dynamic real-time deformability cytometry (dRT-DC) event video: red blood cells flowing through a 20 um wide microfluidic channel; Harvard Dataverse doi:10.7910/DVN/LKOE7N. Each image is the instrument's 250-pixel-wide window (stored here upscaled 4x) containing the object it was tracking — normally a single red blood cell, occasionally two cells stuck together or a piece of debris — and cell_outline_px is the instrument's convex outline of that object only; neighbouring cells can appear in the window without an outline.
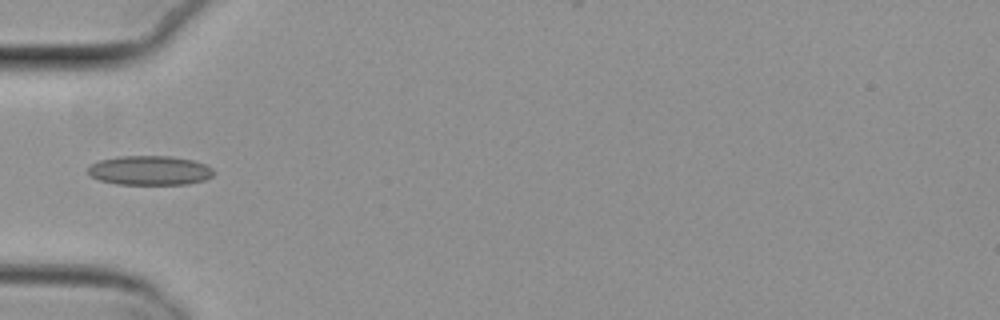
{"species": "common noctule bat (a hibernating species)", "species_latin": "Nyctalus noctula", "temperature_condition": "cold", "stored_images_in_passage": 37, "camera_frame_rate_fps": 3000, "um_per_image_px": 0.085, "animal": {"sex": "female", "body_mass_g": 29.2, "forearm_length_mm": 56.3}, "frame": {"image": 1, "passage_image": 1, "time_ms": 0.0, "image_size_px": [1000, 320], "cell_outline_px": [[216, 172], [212, 176], [204, 180], [188, 184], [116, 184], [100, 180], [92, 176], [88, 172], [88, 168], [92, 164], [100, 160], [120, 156], [168, 156], [192, 160], [204, 164], [212, 168]], "centroid_in_image_um": [12.75, 14.49], "position_along_channel_um": 72.2, "area_um2": 21.39}}
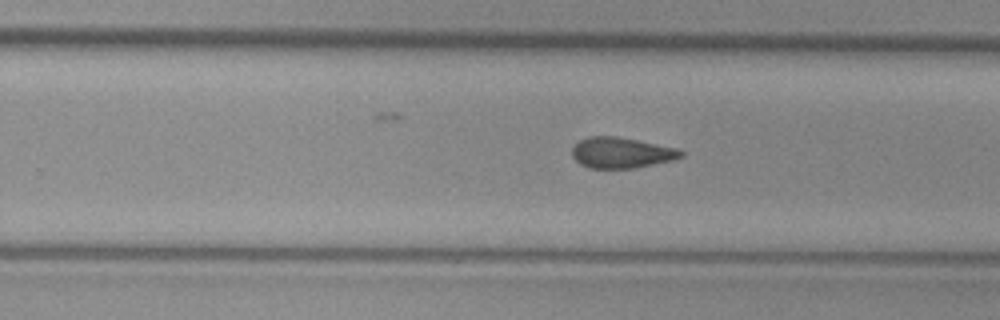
{"frame": {"image": 2, "passage_image": 17, "time_ms": 5.333, "image_size_px": [1000, 320], "cell_outline_px": [[684, 156], [672, 160], [636, 168], [588, 168], [580, 164], [572, 156], [572, 148], [580, 140], [588, 136], [616, 136], [676, 148], [684, 152]], "centroid_in_image_um": [52.8, 12.99], "position_along_channel_um": 277.0, "area_um2": 19.42}}
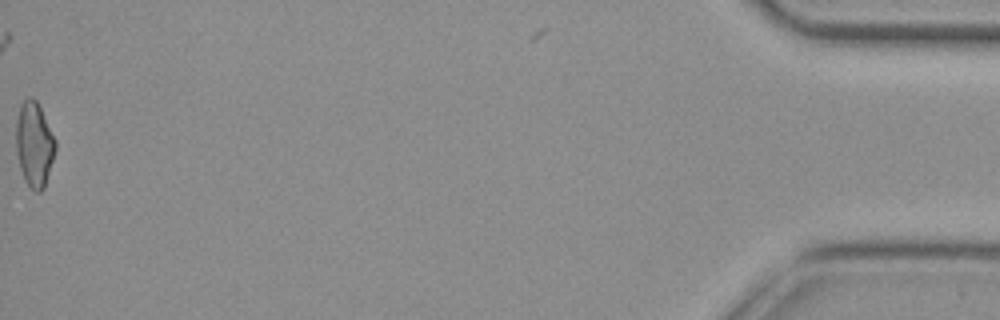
{"frame": {"image": 3, "passage_image": 37, "time_ms": 12.0, "image_size_px": [1000, 320], "cell_outline_px": [[56, 148], [44, 188], [40, 192], [36, 192], [24, 180], [20, 168], [16, 152], [16, 120], [20, 104], [28, 96], [32, 96], [36, 100], [56, 140]], "centroid_in_image_um": [2.9, 12.25], "position_along_channel_um": 432.3, "area_um2": 19.42}, "authors_computed_cell_mechanics": {"area_um2": 19.5364, "velocity_mm_per_s": 3.8348, "shape_relaxation_time_tau1_ms": null, "shape_relaxation_time_tau2_ms": 5.5527, "deformation_change_tau1": null, "deformation_change_tau2": 0.1157}}